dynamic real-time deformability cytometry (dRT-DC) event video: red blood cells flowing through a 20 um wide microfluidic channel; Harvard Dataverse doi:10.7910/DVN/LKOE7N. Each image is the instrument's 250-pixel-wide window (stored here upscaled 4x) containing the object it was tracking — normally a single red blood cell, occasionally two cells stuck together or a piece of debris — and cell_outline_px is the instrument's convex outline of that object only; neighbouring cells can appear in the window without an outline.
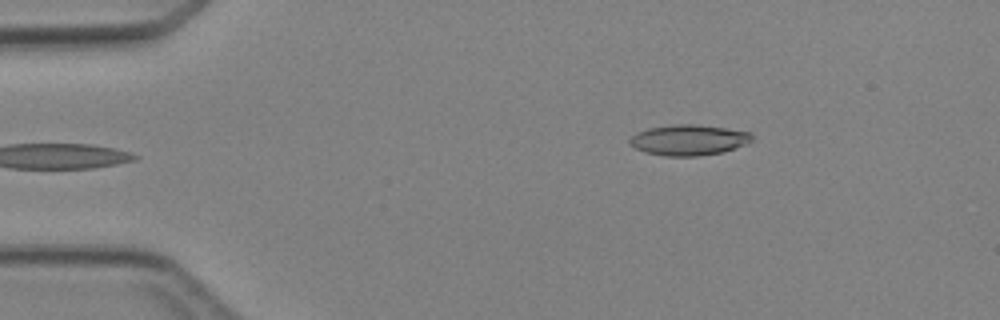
{"species": "Egyptian fruit bat (a non-hibernating species)", "species_latin": "Rousettus aegyptiacus", "temperature_condition": "cold", "stored_images_in_passage": 3, "camera_frame_rate_fps": 3000, "um_per_image_px": 0.085, "animal": {"sex": "female"}, "frame": {"image": 1, "passage_image": 3, "time_ms": 3.0, "image_size_px": [1000, 320], "cell_outline_px": [[752, 140], [748, 144], [724, 152], [696, 156], [664, 156], [644, 152], [628, 144], [628, 140], [636, 132], [648, 128], [676, 124], [696, 124], [752, 132]], "centroid_in_image_um": [58.54, 11.9], "position_along_channel_um": 26.5, "area_um2": 22.02}}